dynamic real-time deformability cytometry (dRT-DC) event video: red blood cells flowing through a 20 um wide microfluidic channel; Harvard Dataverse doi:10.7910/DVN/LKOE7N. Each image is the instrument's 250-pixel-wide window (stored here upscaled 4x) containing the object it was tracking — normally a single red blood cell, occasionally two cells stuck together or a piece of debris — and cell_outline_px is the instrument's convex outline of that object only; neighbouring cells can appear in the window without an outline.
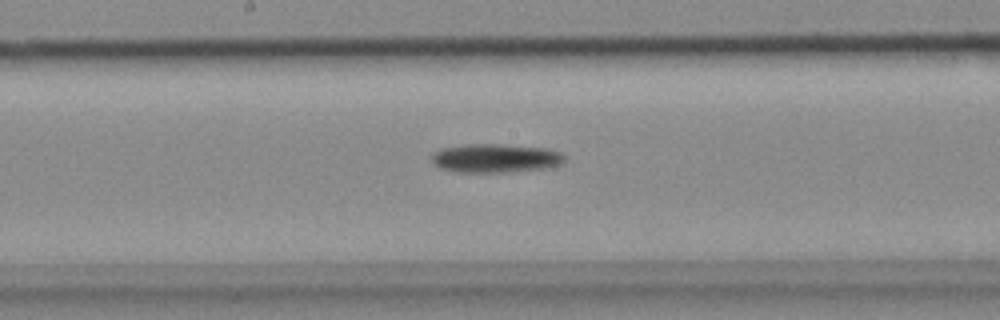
{"species": "common noctule bat (a hibernating species)", "species_latin": "Nyctalus noctula", "temperature_condition": "cold", "stored_images_in_passage": 29, "camera_frame_rate_fps": 3000, "um_per_image_px": 0.085, "animal": {"sex": "female", "body_mass_g": 18.4}, "frame": {"image": 1, "passage_image": 13, "time_ms": 4.0, "image_size_px": [1000, 320], "cell_outline_px": [[564, 160], [560, 164], [548, 168], [508, 172], [456, 172], [440, 168], [432, 160], [432, 152], [440, 148], [468, 144], [496, 144], [548, 148], [560, 152], [564, 156]], "centroid_in_image_um": [42.1, 13.44], "position_along_channel_um": 206.1, "area_um2": 22.31}}
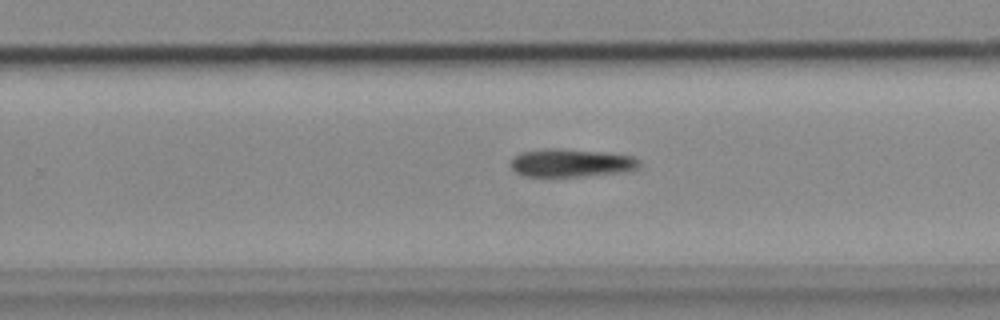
{"frame": {"image": 2, "passage_image": 19, "time_ms": 6.0, "image_size_px": [1000, 320], "cell_outline_px": [[640, 168], [632, 172], [584, 176], [528, 176], [516, 172], [508, 164], [512, 156], [520, 152], [544, 148], [560, 148], [600, 152], [632, 156], [640, 160]], "centroid_in_image_um": [48.56, 13.85], "position_along_channel_um": 281.2, "area_um2": 21.44}}
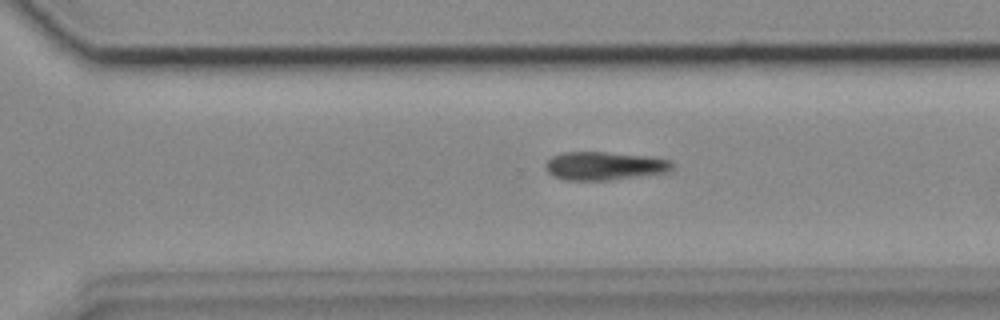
{"frame": {"image": 3, "passage_image": 22, "time_ms": 7.0, "image_size_px": [1000, 320], "cell_outline_px": [[672, 172], [608, 180], [564, 180], [552, 176], [544, 168], [544, 164], [552, 156], [564, 152], [604, 152], [648, 156], [672, 160]], "centroid_in_image_um": [51.37, 14.1], "position_along_channel_um": 319.2, "area_um2": 21.1}}